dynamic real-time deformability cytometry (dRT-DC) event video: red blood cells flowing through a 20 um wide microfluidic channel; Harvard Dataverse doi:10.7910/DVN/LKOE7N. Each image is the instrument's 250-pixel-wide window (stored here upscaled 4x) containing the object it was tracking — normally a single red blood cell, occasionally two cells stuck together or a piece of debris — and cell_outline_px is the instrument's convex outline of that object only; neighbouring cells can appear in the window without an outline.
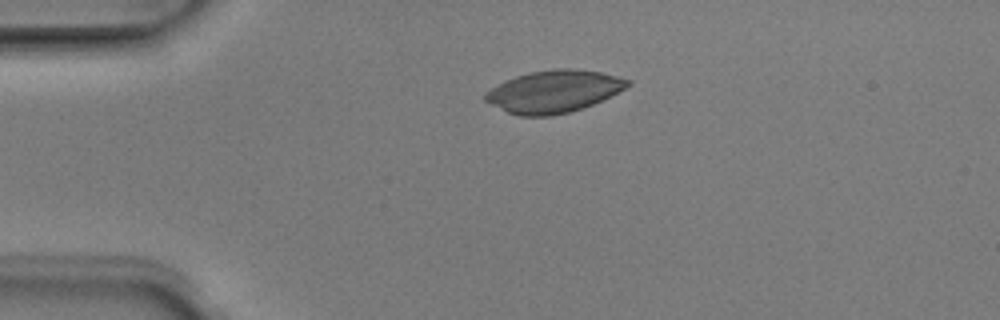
{"species": "Egyptian fruit bat (a non-hibernating species)", "species_latin": "Rousettus aegyptiacus", "temperature_condition": "room temperature", "stored_images_in_passage": 5, "camera_frame_rate_fps": 3000, "um_per_image_px": 0.085, "animal": {"sex": "male"}, "frame": {"image": 1, "passage_image": 5, "time_ms": 1.333, "image_size_px": [1000, 320], "cell_outline_px": [[632, 84], [592, 104], [568, 112], [552, 116], [520, 116], [508, 112], [484, 100], [484, 96], [492, 88], [516, 76], [528, 72], [552, 68], [572, 68], [604, 72], [620, 76], [632, 80]], "centroid_in_image_um": [47.11, 7.75], "position_along_channel_um": 37.9, "area_um2": 34.74}}